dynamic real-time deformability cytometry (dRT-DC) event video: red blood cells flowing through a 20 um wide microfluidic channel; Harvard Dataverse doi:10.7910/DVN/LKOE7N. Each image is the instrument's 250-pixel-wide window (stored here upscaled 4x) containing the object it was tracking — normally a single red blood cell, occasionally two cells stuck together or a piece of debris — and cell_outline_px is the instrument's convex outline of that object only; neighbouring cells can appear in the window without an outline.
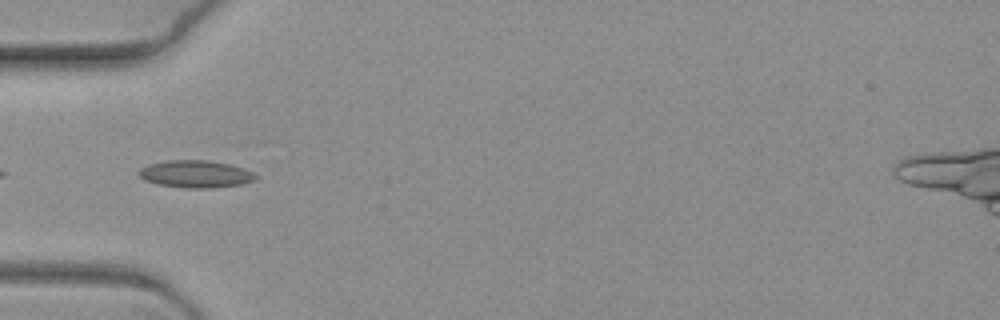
{"species": "common noctule bat (a hibernating species)", "species_latin": "Nyctalus noctula", "temperature_condition": "warm", "stored_images_in_passage": 3, "camera_frame_rate_fps": 3000, "um_per_image_px": 0.085, "animal": {"sex": "female", "body_mass_g": 19.3, "forearm_length_mm": 54.1}, "frame": {"image": 1, "passage_image": 1, "time_ms": 0.0, "image_size_px": [1000, 320], "cell_outline_px": [[256, 180], [240, 184], [212, 188], [188, 188], [156, 184], [144, 180], [140, 176], [140, 168], [148, 164], [168, 160], [208, 160], [228, 164], [244, 168], [252, 172], [256, 176]], "centroid_in_image_um": [16.62, 14.79], "position_along_channel_um": 68.4, "area_um2": 18.5}}
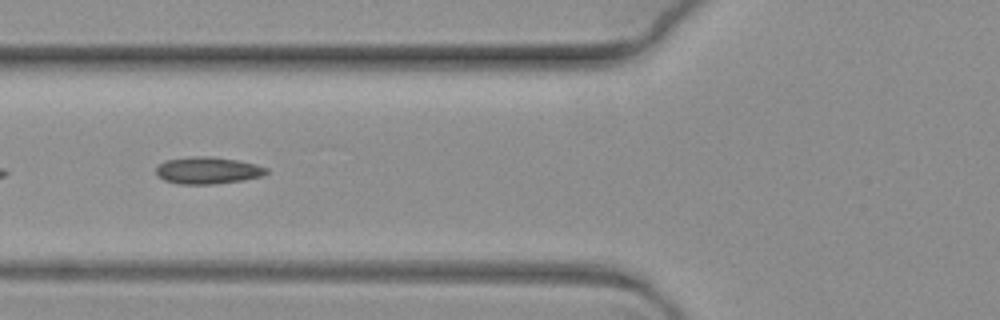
{"frame": {"image": 2, "passage_image": 2, "time_ms": 0.333, "image_size_px": [1000, 320], "cell_outline_px": [[268, 172], [264, 176], [244, 180], [216, 184], [180, 184], [164, 180], [156, 172], [156, 168], [160, 164], [168, 160], [196, 156], [208, 156], [236, 160], [256, 164], [268, 168]], "centroid_in_image_um": [17.72, 14.5], "position_along_channel_um": 108.1, "area_um2": 17.22}}
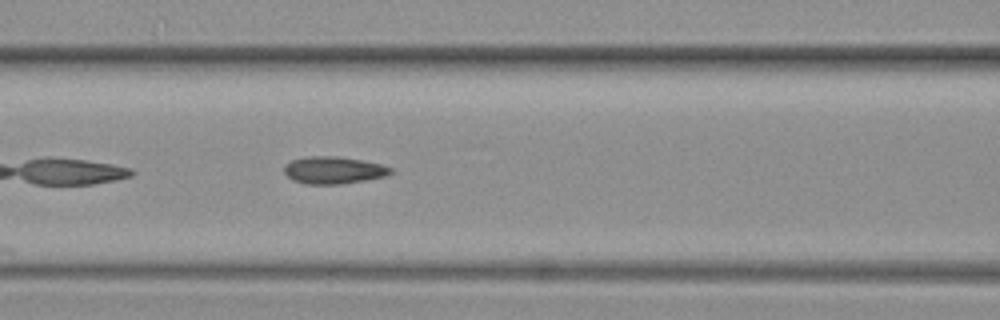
{"frame": {"image": 3, "passage_image": 3, "time_ms": 0.667, "image_size_px": [1000, 320], "cell_outline_px": [[392, 172], [388, 176], [340, 184], [304, 184], [292, 180], [284, 172], [284, 164], [292, 160], [308, 156], [336, 156], [360, 160], [380, 164], [392, 168]], "centroid_in_image_um": [28.33, 14.47], "position_along_channel_um": 138.3, "area_um2": 16.88}}